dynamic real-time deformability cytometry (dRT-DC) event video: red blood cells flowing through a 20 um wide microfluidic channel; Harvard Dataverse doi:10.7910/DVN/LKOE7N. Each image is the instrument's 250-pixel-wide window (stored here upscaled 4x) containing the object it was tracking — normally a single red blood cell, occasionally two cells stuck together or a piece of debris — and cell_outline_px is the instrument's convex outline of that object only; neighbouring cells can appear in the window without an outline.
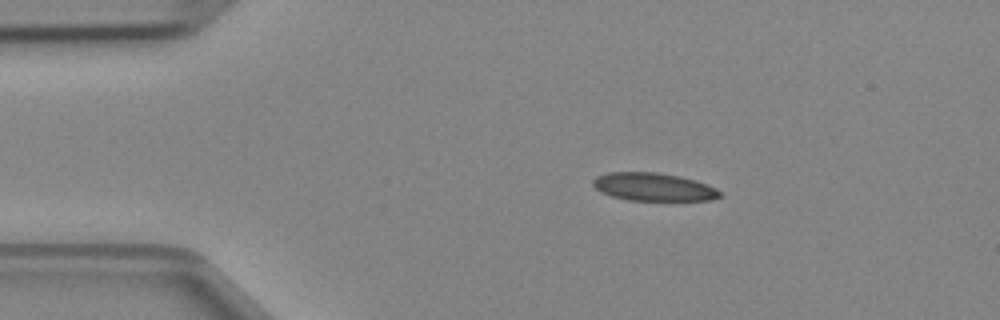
{"species": "Egyptian fruit bat (a non-hibernating species)", "species_latin": "Rousettus aegyptiacus", "temperature_condition": "cold", "stored_images_in_passage": 40, "camera_frame_rate_fps": 3000, "um_per_image_px": 0.085, "animal": {"sex": "female"}, "frame": {"image": 1, "passage_image": 1, "time_ms": 0.0, "image_size_px": [1000, 320], "cell_outline_px": [[720, 196], [712, 200], [628, 200], [612, 196], [600, 192], [592, 184], [592, 180], [596, 176], [608, 172], [656, 172], [680, 176], [696, 180], [708, 184], [716, 188], [720, 192]], "centroid_in_image_um": [55.53, 15.88], "position_along_channel_um": 29.5, "area_um2": 20.75}}
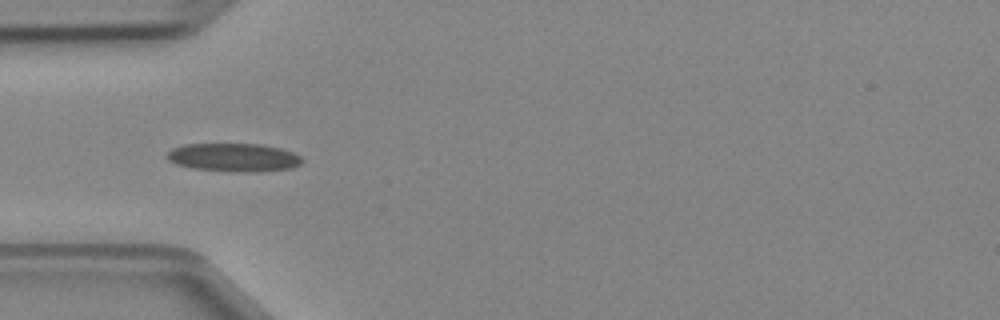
{"frame": {"image": 2, "passage_image": 7, "time_ms": 2.0, "image_size_px": [1000, 320], "cell_outline_px": [[304, 160], [300, 164], [292, 168], [192, 168], [176, 164], [168, 160], [164, 156], [172, 148], [184, 144], [260, 144], [280, 148], [292, 152], [300, 156]], "centroid_in_image_um": [19.78, 13.3], "position_along_channel_um": 65.2, "area_um2": 20.69}}
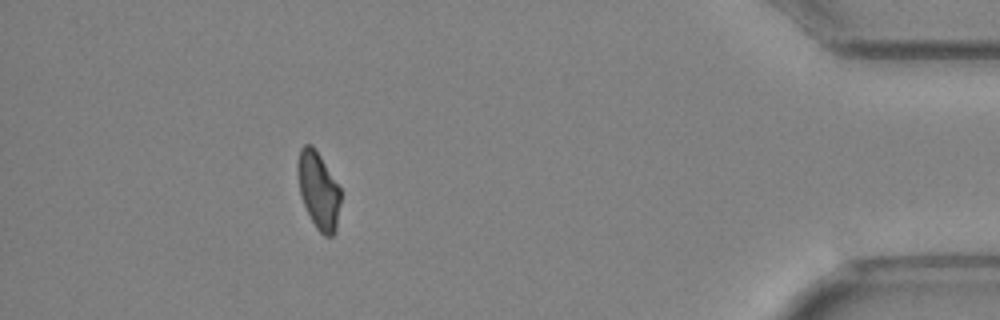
{"frame": {"image": 3, "passage_image": 35, "time_ms": 11.333, "image_size_px": [1000, 320], "cell_outline_px": [[340, 204], [336, 228], [332, 236], [324, 236], [316, 228], [300, 196], [296, 172], [296, 164], [300, 148], [304, 144], [312, 144], [320, 156], [340, 188]], "centroid_in_image_um": [27.03, 16.15], "position_along_channel_um": 408.2, "area_um2": 19.25}}